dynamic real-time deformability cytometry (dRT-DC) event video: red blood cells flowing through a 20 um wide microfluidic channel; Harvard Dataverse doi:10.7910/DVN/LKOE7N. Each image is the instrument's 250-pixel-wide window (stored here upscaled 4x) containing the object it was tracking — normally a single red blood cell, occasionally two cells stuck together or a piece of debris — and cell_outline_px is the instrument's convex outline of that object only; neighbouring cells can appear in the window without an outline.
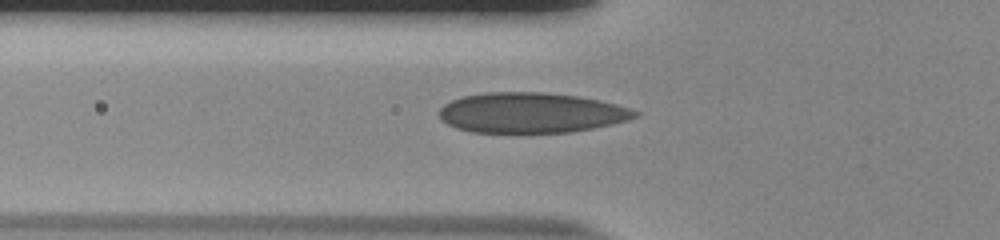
{"species": "human", "species_latin": "Homo sapiens", "temperature_condition": "room temperature", "stored_images_in_passage": 40, "camera_frame_rate_fps": 3000, "um_per_image_px": 0.085, "donor": {"sex": "male"}, "frame": {"image": 1, "passage_image": 6, "time_ms": 1.667, "image_size_px": [1000, 240], "cell_outline_px": [[640, 116], [628, 120], [592, 128], [572, 132], [472, 132], [456, 128], [440, 120], [440, 108], [444, 104], [452, 100], [464, 96], [488, 92], [544, 92], [580, 96], [600, 100], [616, 104], [640, 112]], "centroid_in_image_um": [45.16, 9.58], "position_along_channel_um": 80.6, "area_um2": 45.89}}
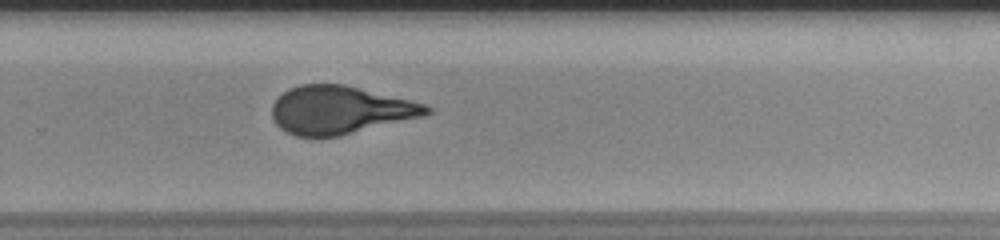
{"frame": {"image": 2, "passage_image": 23, "time_ms": 7.333, "image_size_px": [1000, 240], "cell_outline_px": [[432, 112], [424, 116], [340, 136], [296, 136], [280, 128], [276, 124], [272, 116], [272, 104], [288, 88], [300, 84], [344, 84], [424, 104], [432, 108]], "centroid_in_image_um": [28.89, 9.35], "position_along_channel_um": 300.9, "area_um2": 42.95}}
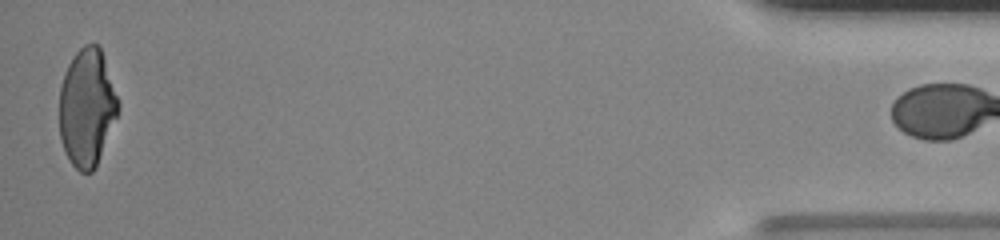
{"frame": {"image": 3, "passage_image": 39, "time_ms": 12.667, "image_size_px": [1000, 240], "cell_outline_px": [[120, 104], [116, 116], [96, 168], [92, 172], [80, 172], [72, 164], [64, 152], [60, 140], [60, 84], [64, 72], [72, 56], [84, 44], [96, 44], [100, 48]], "centroid_in_image_um": [7.36, 9.16], "position_along_channel_um": 427.8, "area_um2": 40.17}}